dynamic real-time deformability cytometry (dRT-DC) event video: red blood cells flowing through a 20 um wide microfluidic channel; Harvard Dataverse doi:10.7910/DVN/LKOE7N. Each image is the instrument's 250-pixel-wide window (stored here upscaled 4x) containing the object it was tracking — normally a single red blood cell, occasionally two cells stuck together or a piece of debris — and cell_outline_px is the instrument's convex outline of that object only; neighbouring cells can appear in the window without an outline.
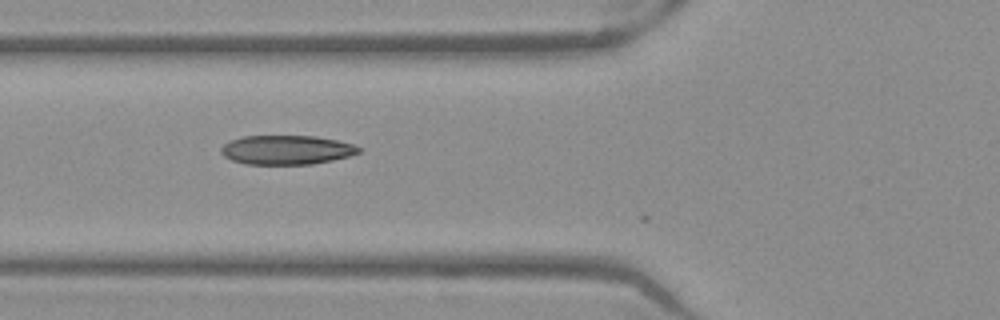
{"species": "Egyptian fruit bat (a non-hibernating species)", "species_latin": "Rousettus aegyptiacus", "temperature_condition": "warm", "stored_images_in_passage": 5, "camera_frame_rate_fps": 3000, "um_per_image_px": 0.085, "frame": {"image": 1, "passage_image": 2, "time_ms": 0.333, "image_size_px": [1000, 320], "cell_outline_px": [[360, 152], [348, 156], [332, 160], [312, 164], [244, 164], [232, 160], [224, 156], [220, 152], [220, 148], [224, 144], [232, 140], [244, 136], [316, 136], [336, 140], [352, 144], [360, 148]], "centroid_in_image_um": [24.33, 12.74], "position_along_channel_um": 101.5, "area_um2": 23.29}}